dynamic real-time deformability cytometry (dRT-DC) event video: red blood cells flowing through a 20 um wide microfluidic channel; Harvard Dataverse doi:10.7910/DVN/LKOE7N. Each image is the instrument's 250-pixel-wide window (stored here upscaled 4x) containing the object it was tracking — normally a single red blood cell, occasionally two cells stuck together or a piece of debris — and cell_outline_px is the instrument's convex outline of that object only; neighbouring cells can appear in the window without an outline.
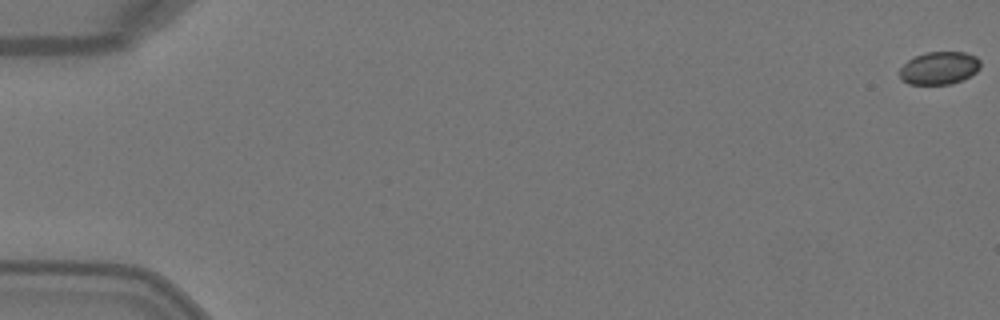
{"species": "Egyptian fruit bat (a non-hibernating species)", "species_latin": "Rousettus aegyptiacus", "temperature_condition": "warm", "stored_images_in_passage": 6, "camera_frame_rate_fps": 3000, "um_per_image_px": 0.085, "animal": {"sex": "female"}, "frame": {"image": 1, "passage_image": 1, "time_ms": 0.0, "image_size_px": [1000, 320], "cell_outline_px": [[980, 68], [976, 72], [952, 84], [908, 84], [900, 80], [900, 68], [908, 60], [916, 56], [928, 52], [964, 52], [976, 56], [980, 60]], "centroid_in_image_um": [79.82, 5.78], "position_along_channel_um": 5.2, "area_um2": 15.37}}
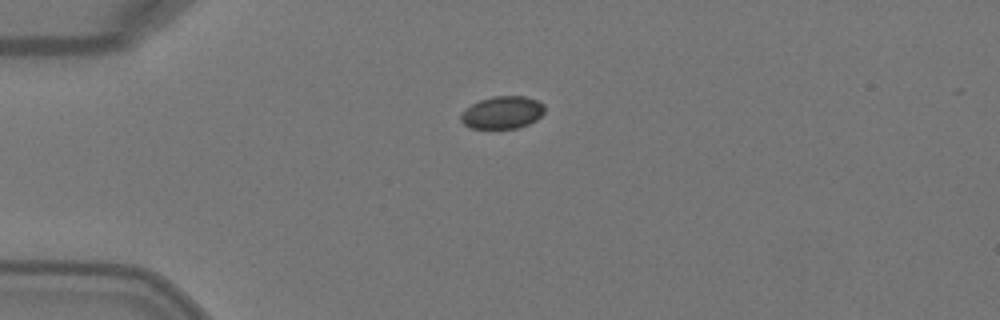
{"frame": {"image": 2, "passage_image": 4, "time_ms": 1.0, "image_size_px": [1000, 320], "cell_outline_px": [[544, 112], [536, 120], [528, 124], [516, 128], [472, 128], [464, 124], [460, 120], [460, 112], [472, 104], [480, 100], [492, 96], [524, 96], [536, 100], [544, 104]], "centroid_in_image_um": [42.68, 9.55], "position_along_channel_um": 42.3, "area_um2": 15.84}}
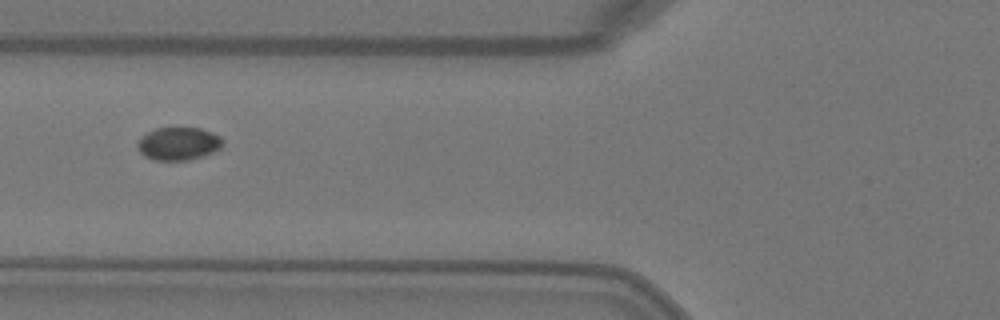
{"frame": {"image": 3, "passage_image": 6, "time_ms": 1.667, "image_size_px": [1000, 320], "cell_outline_px": [[220, 148], [212, 152], [188, 160], [156, 160], [144, 156], [140, 152], [136, 144], [140, 136], [156, 128], [200, 128], [212, 132], [220, 136]], "centroid_in_image_um": [15.11, 12.2], "position_along_channel_um": 110.7, "area_um2": 16.13}}